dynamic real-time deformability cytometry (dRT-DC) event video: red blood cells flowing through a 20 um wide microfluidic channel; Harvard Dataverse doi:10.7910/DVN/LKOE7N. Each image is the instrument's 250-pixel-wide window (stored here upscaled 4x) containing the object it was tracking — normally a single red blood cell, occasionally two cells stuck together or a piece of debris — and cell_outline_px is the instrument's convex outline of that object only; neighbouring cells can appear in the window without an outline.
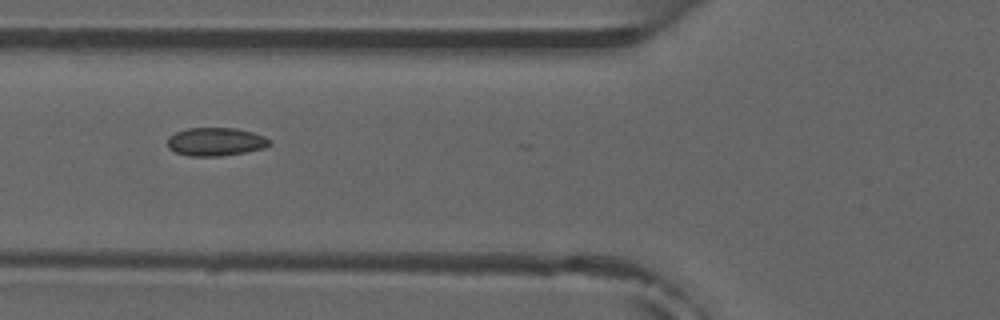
{"species": "common noctule bat (a hibernating species)", "species_latin": "Nyctalus noctula", "temperature_condition": "room temperature", "stored_images_in_passage": 3, "camera_frame_rate_fps": 3000, "um_per_image_px": 0.085, "animal": {"sex": "male", "forearm_length_mm": 52.5}, "frame": {"image": 1, "passage_image": 2, "time_ms": 1.0, "image_size_px": [1000, 320], "cell_outline_px": [[272, 144], [264, 148], [244, 152], [220, 156], [188, 156], [176, 152], [168, 148], [168, 136], [176, 132], [188, 128], [236, 128], [252, 132], [264, 136], [272, 140]], "centroid_in_image_um": [18.34, 12.04], "position_along_channel_um": 107.5, "area_um2": 16.88}}